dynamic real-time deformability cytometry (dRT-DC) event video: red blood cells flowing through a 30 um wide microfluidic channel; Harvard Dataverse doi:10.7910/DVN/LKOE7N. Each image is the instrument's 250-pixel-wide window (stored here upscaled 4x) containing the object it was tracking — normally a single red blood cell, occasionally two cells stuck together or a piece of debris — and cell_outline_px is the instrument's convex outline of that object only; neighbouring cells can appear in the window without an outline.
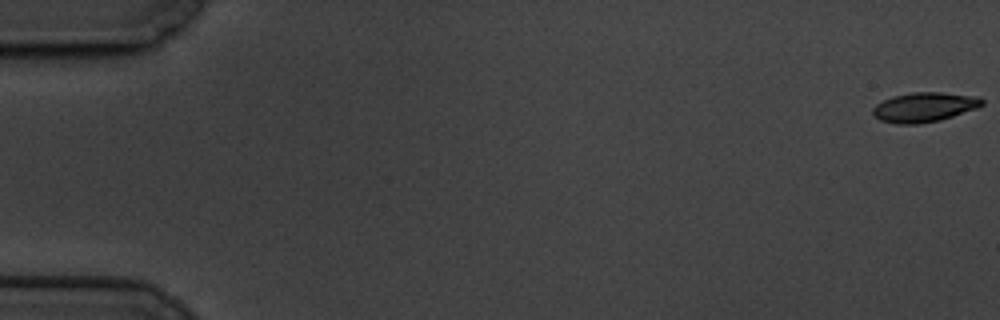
{"species": "common noctule bat (a hibernating species)", "species_latin": "Nyctalus noctula", "temperature_condition": "cold", "stored_images_in_passage": 60, "camera_frame_rate_fps": 3000, "um_per_image_px": 0.085, "animal": {"sex": "male", "body_mass_g": 19.5, "forearm_length_mm": 54.6}, "frame": {"image": 1, "passage_image": 1, "time_ms": 0.0, "image_size_px": [1000, 320], "cell_outline_px": [[984, 104], [976, 108], [940, 120], [916, 124], [896, 124], [880, 120], [872, 112], [872, 108], [876, 104], [892, 96], [912, 92], [940, 92], [980, 96], [984, 100]], "centroid_in_image_um": [78.57, 9.1], "position_along_channel_um": 6.4, "area_um2": 18.84}}
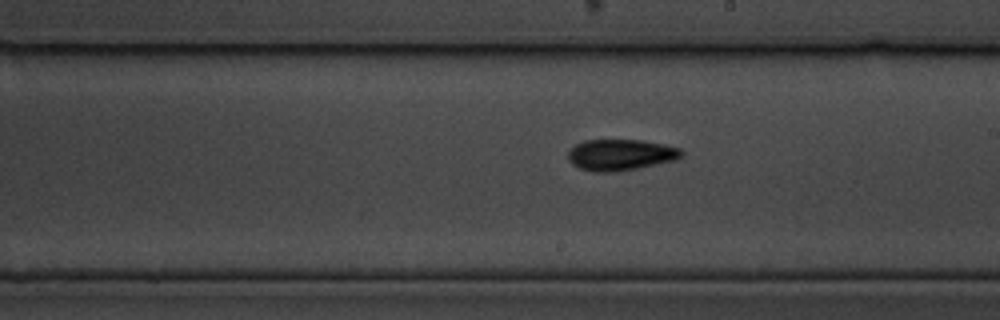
{"frame": {"image": 2, "passage_image": 35, "time_ms": 11.333, "image_size_px": [1000, 320], "cell_outline_px": [[684, 156], [676, 160], [616, 172], [592, 172], [580, 168], [572, 164], [568, 160], [568, 152], [576, 144], [584, 140], [640, 140], [664, 144], [680, 148], [684, 152]], "centroid_in_image_um": [52.76, 13.16], "position_along_channel_um": 236.2, "area_um2": 20.69}}
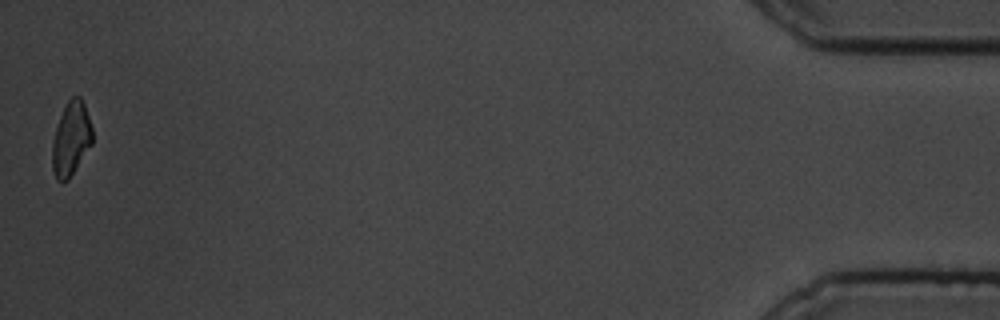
{"frame": {"image": 3, "passage_image": 60, "time_ms": 19.667, "image_size_px": [1000, 320], "cell_outline_px": [[92, 144], [68, 180], [56, 180], [52, 168], [52, 140], [60, 116], [68, 100], [72, 96], [80, 96], [84, 104], [92, 128]], "centroid_in_image_um": [6.03, 11.8], "position_along_channel_um": 429.2, "area_um2": 17.11}, "authors_computed_cell_mechanics": {"area_um2": 18.9006, "velocity_mm_per_s": 3.3819, "shape_relaxation_time_tau1_ms": 3.8657, "shape_relaxation_time_tau2_ms": 4.9875, "deformation_change_tau1": 0.144, "deformation_change_tau2": 0.1232}}